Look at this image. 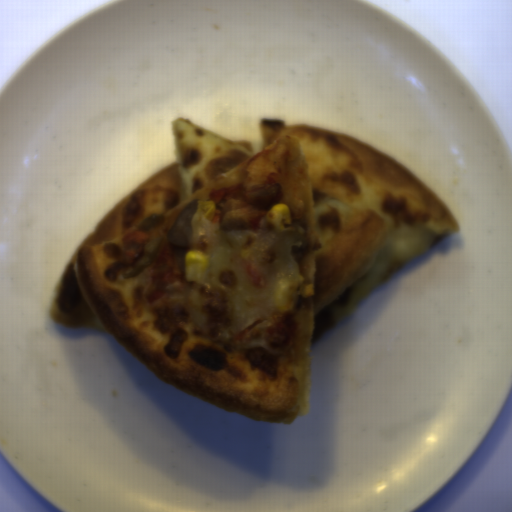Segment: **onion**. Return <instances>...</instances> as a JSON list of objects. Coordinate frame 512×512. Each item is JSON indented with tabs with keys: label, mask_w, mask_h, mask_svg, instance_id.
Segmentation results:
<instances>
[{
	"label": "onion",
	"mask_w": 512,
	"mask_h": 512,
	"mask_svg": "<svg viewBox=\"0 0 512 512\" xmlns=\"http://www.w3.org/2000/svg\"><path fill=\"white\" fill-rule=\"evenodd\" d=\"M198 200L195 198L177 216L172 228L167 234V241L172 249L179 271L186 273L185 260L189 254L188 247L194 232L192 220L198 209Z\"/></svg>",
	"instance_id": "obj_1"
},
{
	"label": "onion",
	"mask_w": 512,
	"mask_h": 512,
	"mask_svg": "<svg viewBox=\"0 0 512 512\" xmlns=\"http://www.w3.org/2000/svg\"><path fill=\"white\" fill-rule=\"evenodd\" d=\"M281 191V183H276L262 190L251 191L247 195V202L259 210L270 212L275 204H279Z\"/></svg>",
	"instance_id": "obj_2"
},
{
	"label": "onion",
	"mask_w": 512,
	"mask_h": 512,
	"mask_svg": "<svg viewBox=\"0 0 512 512\" xmlns=\"http://www.w3.org/2000/svg\"><path fill=\"white\" fill-rule=\"evenodd\" d=\"M164 238L157 237L155 239H152L144 249V254L142 258L136 263L135 267L133 268L132 272L129 274L124 275L122 278L130 279V278H136L138 275H140L144 270H146L154 261L158 251L162 247Z\"/></svg>",
	"instance_id": "obj_3"
},
{
	"label": "onion",
	"mask_w": 512,
	"mask_h": 512,
	"mask_svg": "<svg viewBox=\"0 0 512 512\" xmlns=\"http://www.w3.org/2000/svg\"><path fill=\"white\" fill-rule=\"evenodd\" d=\"M165 218L164 216L160 214H153L146 218H144L142 221L138 223L137 228L142 231H149L156 227H158L160 224L164 222Z\"/></svg>",
	"instance_id": "obj_4"
}]
</instances>
